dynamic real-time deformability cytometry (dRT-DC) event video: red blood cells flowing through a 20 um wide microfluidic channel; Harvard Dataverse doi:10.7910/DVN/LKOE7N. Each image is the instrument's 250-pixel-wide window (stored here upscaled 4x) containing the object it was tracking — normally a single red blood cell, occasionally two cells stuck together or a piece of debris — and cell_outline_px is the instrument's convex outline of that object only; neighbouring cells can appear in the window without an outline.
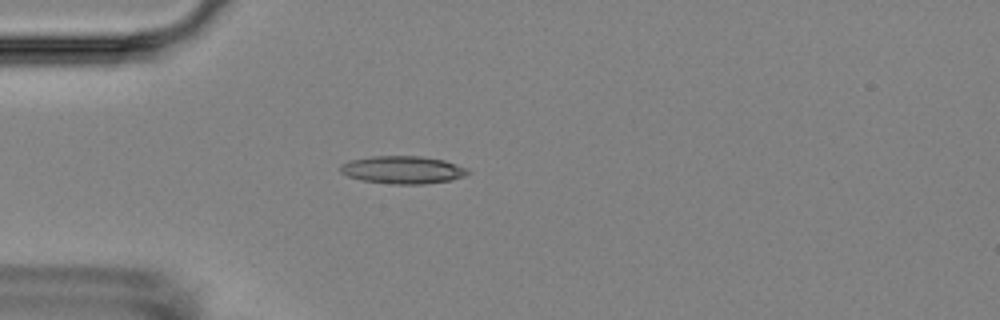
{"species": "Egyptian fruit bat (a non-hibernating species)", "species_latin": "Rousettus aegyptiacus", "temperature_condition": "room temperature", "stored_images_in_passage": 5, "camera_frame_rate_fps": 3000, "um_per_image_px": 0.085, "animal": {"sex": "female"}, "frame": {"image": 1, "passage_image": 4, "time_ms": 4.333, "image_size_px": [1000, 320], "cell_outline_px": [[472, 172], [464, 176], [452, 180], [424, 184], [392, 184], [360, 180], [348, 176], [340, 172], [340, 164], [348, 160], [372, 156], [420, 156], [444, 160], [468, 168]], "centroid_in_image_um": [34.23, 14.43], "position_along_channel_um": 50.8, "area_um2": 20.81}}